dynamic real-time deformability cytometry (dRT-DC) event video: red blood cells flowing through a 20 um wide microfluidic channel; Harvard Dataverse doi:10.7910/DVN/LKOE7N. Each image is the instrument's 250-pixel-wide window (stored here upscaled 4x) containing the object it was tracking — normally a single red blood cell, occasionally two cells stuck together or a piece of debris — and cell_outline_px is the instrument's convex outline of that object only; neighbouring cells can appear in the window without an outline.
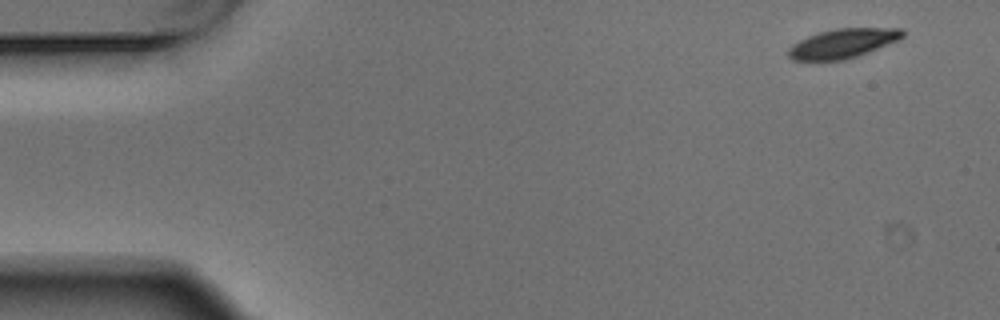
{"species": "Egyptian fruit bat (a non-hibernating species)", "species_latin": "Rousettus aegyptiacus", "temperature_condition": "warm", "stored_images_in_passage": 6, "camera_frame_rate_fps": 3000, "um_per_image_px": 0.085, "animal": {"sex": "male"}, "frame": {"image": 1, "passage_image": 1, "time_ms": 0.0, "image_size_px": [1000, 320], "cell_outline_px": [[904, 36], [900, 40], [868, 52], [844, 60], [792, 60], [788, 56], [788, 48], [792, 44], [808, 36], [820, 32], [836, 28], [904, 28]], "centroid_in_image_um": [71.66, 3.68], "position_along_channel_um": 13.3, "area_um2": 19.54}}
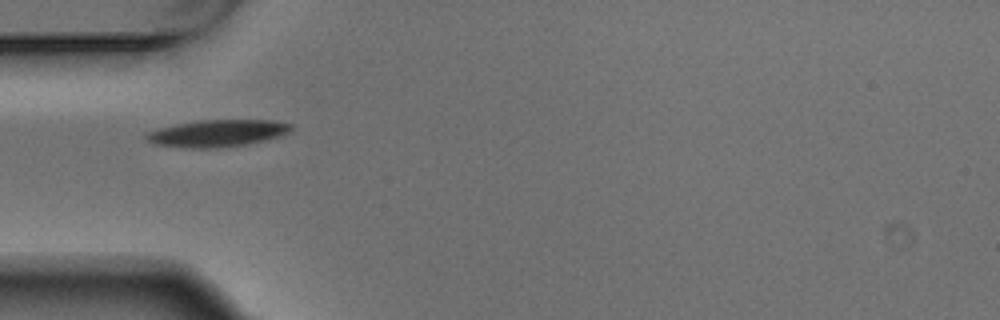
{"frame": {"image": 2, "passage_image": 5, "time_ms": 1.333, "image_size_px": [1000, 320], "cell_outline_px": [[292, 128], [288, 132], [264, 140], [248, 144], [216, 148], [184, 148], [152, 144], [144, 136], [148, 132], [156, 128], [196, 120], [272, 120], [292, 124]], "centroid_in_image_um": [18.4, 11.32], "position_along_channel_um": 66.6, "area_um2": 22.83}}
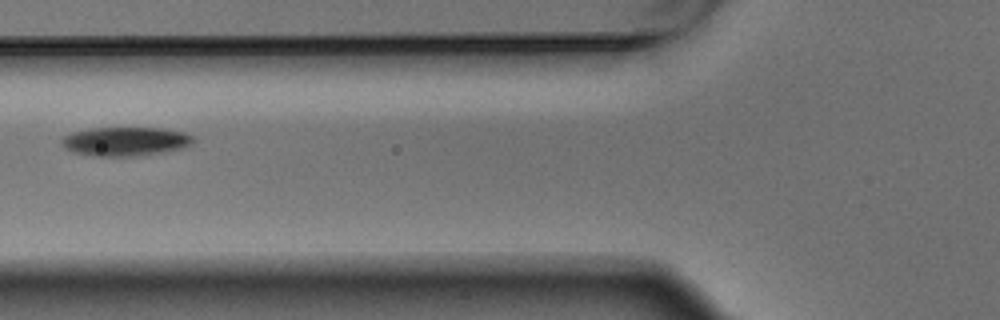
{"frame": {"image": 3, "passage_image": 6, "time_ms": 1.667, "image_size_px": [1000, 320], "cell_outline_px": [[196, 140], [192, 144], [184, 148], [136, 156], [92, 156], [72, 152], [64, 148], [60, 144], [60, 140], [64, 136], [72, 132], [92, 128], [164, 128], [184, 132], [192, 136]], "centroid_in_image_um": [10.64, 12.02], "position_along_channel_um": 115.2, "area_um2": 22.37}}